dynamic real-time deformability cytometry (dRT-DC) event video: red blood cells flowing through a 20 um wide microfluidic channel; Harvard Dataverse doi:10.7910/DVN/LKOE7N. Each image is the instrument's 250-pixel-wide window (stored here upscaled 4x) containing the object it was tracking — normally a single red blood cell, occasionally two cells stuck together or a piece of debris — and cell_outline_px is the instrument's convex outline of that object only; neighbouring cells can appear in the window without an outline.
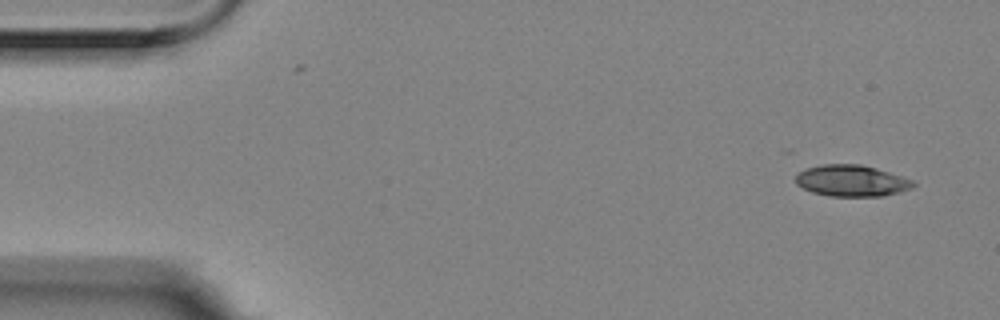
{"species": "Egyptian fruit bat (a non-hibernating species)", "species_latin": "Rousettus aegyptiacus", "temperature_condition": "room temperature", "stored_images_in_passage": 6, "camera_frame_rate_fps": 3000, "um_per_image_px": 0.085, "animal": {"sex": "female"}, "frame": {"image": 1, "passage_image": 1, "time_ms": 0.0, "image_size_px": [1000, 320], "cell_outline_px": [[916, 184], [912, 188], [900, 192], [884, 196], [832, 196], [812, 192], [796, 184], [796, 176], [804, 168], [820, 164], [860, 164], [876, 168], [912, 180]], "centroid_in_image_um": [72.38, 15.36], "position_along_channel_um": 12.6, "area_um2": 21.44}}
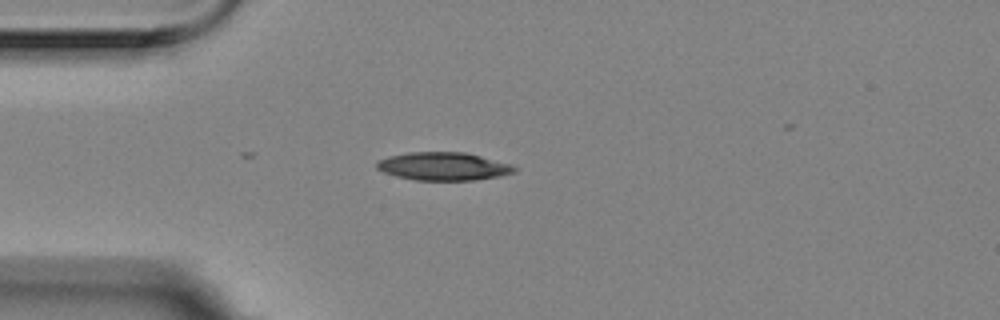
{"frame": {"image": 2, "passage_image": 4, "time_ms": 1.0, "image_size_px": [1000, 320], "cell_outline_px": [[516, 172], [500, 176], [472, 180], [416, 180], [396, 176], [384, 172], [376, 168], [376, 160], [388, 156], [408, 152], [464, 152], [512, 164], [516, 168]], "centroid_in_image_um": [37.67, 14.13], "position_along_channel_um": 47.3, "area_um2": 22.54}}
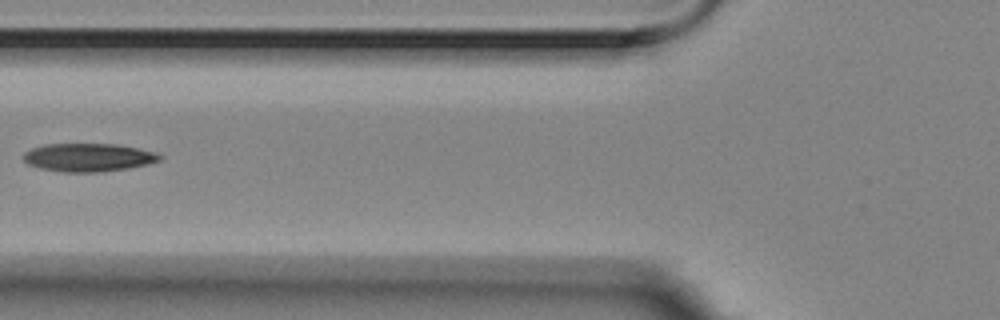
{"frame": {"image": 3, "passage_image": 6, "time_ms": 1.667, "image_size_px": [1000, 320], "cell_outline_px": [[164, 156], [160, 160], [148, 164], [128, 168], [100, 172], [60, 172], [40, 168], [28, 164], [24, 160], [24, 152], [32, 148], [44, 144], [120, 144], [156, 152]], "centroid_in_image_um": [7.53, 13.38], "position_along_channel_um": 118.3, "area_um2": 22.54}}